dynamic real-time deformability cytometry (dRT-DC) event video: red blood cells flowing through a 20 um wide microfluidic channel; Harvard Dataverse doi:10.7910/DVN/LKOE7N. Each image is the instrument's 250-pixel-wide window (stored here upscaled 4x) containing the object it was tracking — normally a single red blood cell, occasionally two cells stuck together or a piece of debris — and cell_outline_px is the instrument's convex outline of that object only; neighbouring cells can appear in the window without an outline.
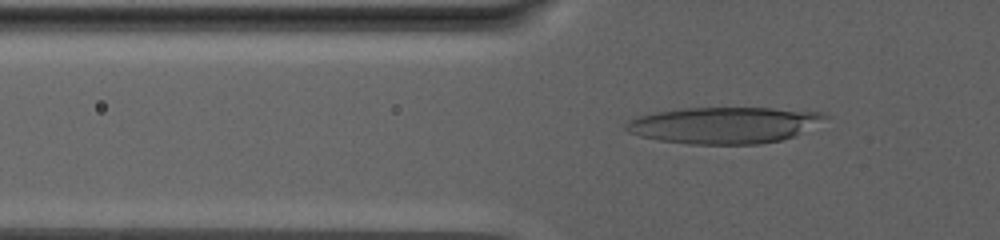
{"species": "human", "species_latin": "Homo sapiens", "temperature_condition": "warm", "stored_images_in_passage": 85, "camera_frame_rate_fps": 3000, "um_per_image_px": 0.085, "donor": {"sex": "male"}, "frame": {"image": 1, "passage_image": 32, "time_ms": 10.333, "image_size_px": [1000, 240], "cell_outline_px": [[828, 116], [792, 136], [780, 140], [760, 144], [688, 144], [660, 140], [640, 136], [628, 132], [624, 128], [628, 120], [640, 116], [656, 112], [684, 108], [772, 108], [820, 112]], "centroid_in_image_um": [61.45, 10.64], "position_along_channel_um": 64.3, "area_um2": 41.56}}
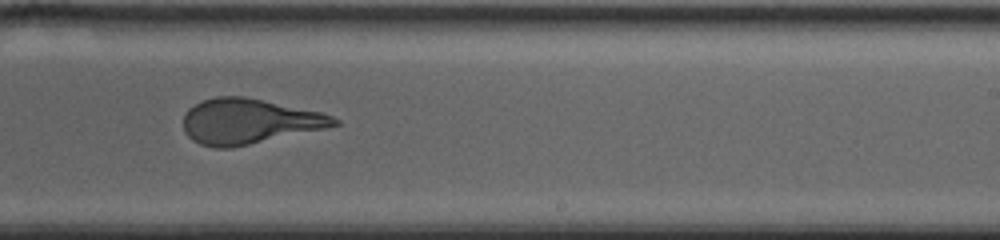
{"frame": {"image": 2, "passage_image": 57, "time_ms": 18.667, "image_size_px": [1000, 240], "cell_outline_px": [[340, 124], [324, 128], [232, 148], [216, 148], [200, 144], [192, 140], [184, 132], [184, 112], [188, 108], [204, 100], [216, 96], [244, 96], [264, 100], [320, 112], [332, 116], [340, 120]], "centroid_in_image_um": [21.12, 10.31], "position_along_channel_um": 267.9, "area_um2": 39.48}}
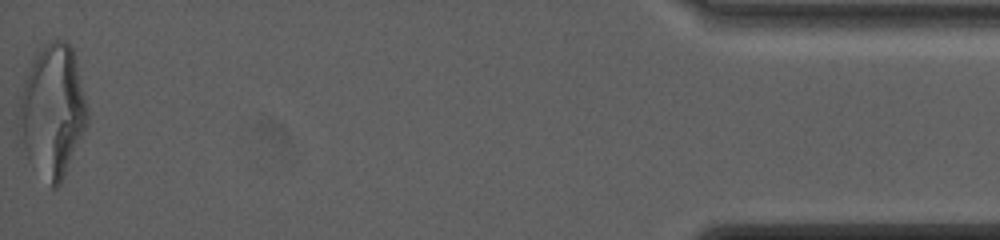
{"frame": {"image": 3, "passage_image": 85, "time_ms": 28.0, "image_size_px": [1000, 240], "cell_outline_px": [[88, 124], [60, 184], [56, 188], [52, 188], [28, 160], [24, 144], [20, 116], [20, 96], [32, 56], [52, 40], [64, 40], [72, 48], [88, 108]], "centroid_in_image_um": [4.5, 9.42], "position_along_channel_um": 430.7, "area_um2": 51.73}, "authors_computed_cell_mechanics": {"area_um2": 42.0206, "velocity_mm_per_s": 2.5683, "shape_relaxation_time_tau1_ms": 10.5966, "shape_relaxation_time_tau2_ms": 1.4286, "deformation_change_tau1": 0.2972, "deformation_change_tau2": 0.1086}}